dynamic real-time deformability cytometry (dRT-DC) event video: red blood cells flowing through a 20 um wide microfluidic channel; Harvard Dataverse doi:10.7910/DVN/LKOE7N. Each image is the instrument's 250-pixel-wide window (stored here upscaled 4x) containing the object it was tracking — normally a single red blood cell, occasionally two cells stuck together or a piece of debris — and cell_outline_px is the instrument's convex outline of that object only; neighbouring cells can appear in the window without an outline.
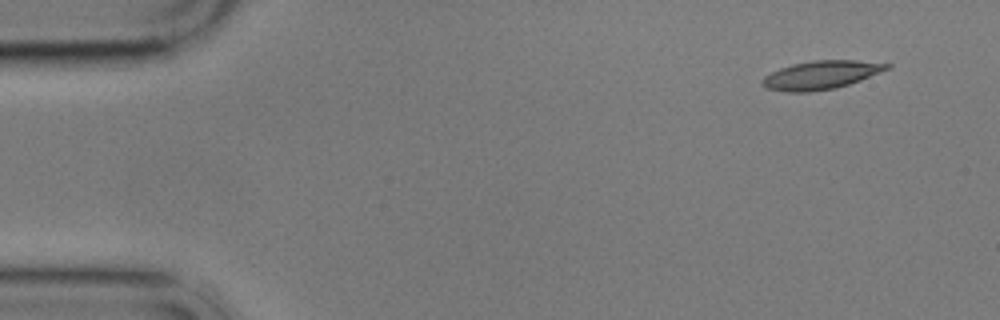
{"species": "common noctule bat (a hibernating species)", "species_latin": "Nyctalus noctula", "temperature_condition": "cold", "stored_images_in_passage": 3, "camera_frame_rate_fps": 3000, "um_per_image_px": 0.085, "animal": {"sex": "male", "body_mass_g": 17.9}, "frame": {"image": 1, "passage_image": 1, "time_ms": 0.0, "image_size_px": [1000, 320], "cell_outline_px": [[892, 68], [860, 80], [836, 88], [808, 92], [784, 92], [764, 88], [760, 84], [760, 80], [764, 76], [780, 68], [792, 64], [812, 60], [856, 60], [892, 64]], "centroid_in_image_um": [69.76, 6.38], "position_along_channel_um": 15.2, "area_um2": 20.87}}